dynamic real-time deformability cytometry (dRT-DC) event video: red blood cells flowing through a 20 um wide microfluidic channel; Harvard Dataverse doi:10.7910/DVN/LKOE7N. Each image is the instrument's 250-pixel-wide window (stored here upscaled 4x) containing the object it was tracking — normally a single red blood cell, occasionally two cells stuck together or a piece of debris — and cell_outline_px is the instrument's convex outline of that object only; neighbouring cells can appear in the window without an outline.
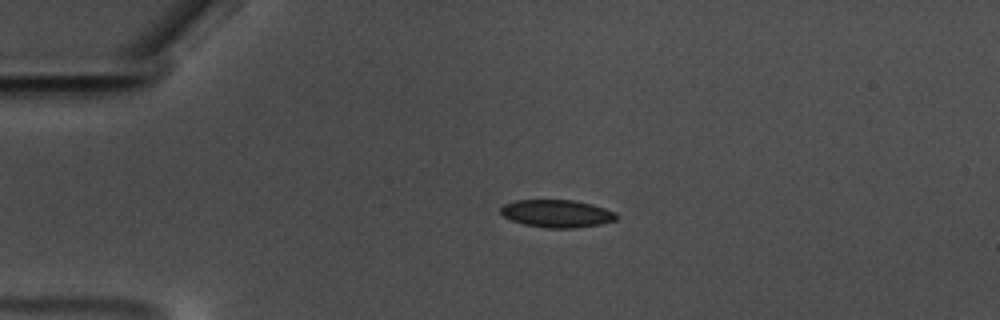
{"species": "common noctule bat (a hibernating species)", "species_latin": "Nyctalus noctula", "temperature_condition": "warm", "stored_images_in_passage": 58, "camera_frame_rate_fps": 3000, "um_per_image_px": 0.085, "animal": {"sex": "male", "body_mass_g": 17.5, "forearm_length_mm": 52.3}, "frame": {"image": 1, "passage_image": 13, "time_ms": 4.0, "image_size_px": [1000, 320], "cell_outline_px": [[620, 216], [616, 220], [600, 224], [572, 228], [548, 228], [524, 224], [512, 220], [504, 216], [500, 212], [500, 208], [504, 204], [516, 200], [576, 200], [592, 204], [616, 212]], "centroid_in_image_um": [47.36, 18.14], "position_along_channel_um": 37.6, "area_um2": 18.67}}
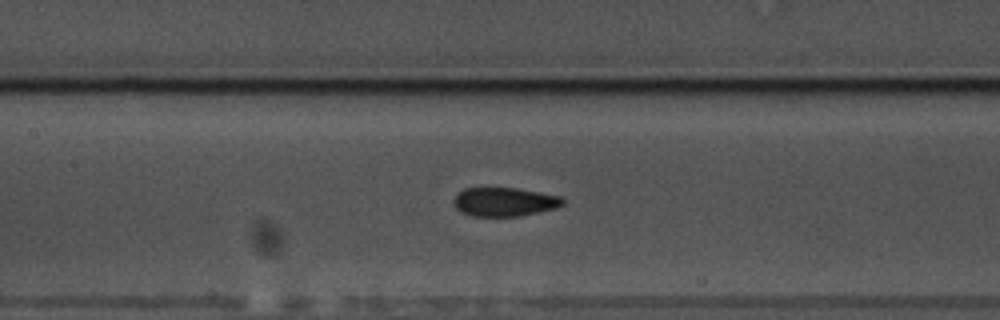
{"frame": {"image": 2, "passage_image": 27, "time_ms": 8.667, "image_size_px": [1000, 320], "cell_outline_px": [[564, 204], [556, 208], [520, 216], [472, 216], [460, 212], [456, 208], [452, 200], [456, 192], [464, 188], [516, 188], [560, 196], [564, 200]], "centroid_in_image_um": [42.82, 17.16], "position_along_channel_um": 164.6, "area_um2": 18.44}}
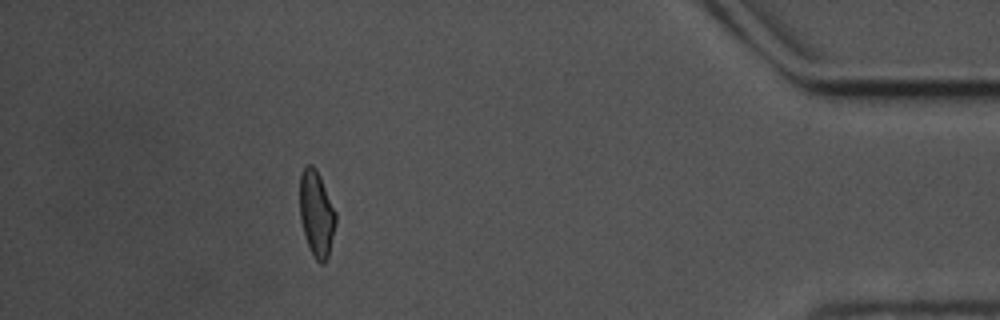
{"frame": {"image": 3, "passage_image": 52, "time_ms": 17.0, "image_size_px": [1000, 320], "cell_outline_px": [[336, 224], [328, 256], [324, 264], [320, 264], [316, 260], [304, 236], [300, 220], [300, 172], [304, 164], [312, 164], [316, 168], [320, 176], [336, 212]], "centroid_in_image_um": [26.89, 18.13], "position_along_channel_um": 408.3, "area_um2": 18.15}, "authors_computed_cell_mechanics": {"area_um2": 18.5827, "velocity_mm_per_s": 3.5283, "shape_relaxation_time_tau1_ms": 8.7267, "shape_relaxation_time_tau2_ms": 1.4499, "deformation_change_tau1": 0.1746, "deformation_change_tau2": 0.0573}}